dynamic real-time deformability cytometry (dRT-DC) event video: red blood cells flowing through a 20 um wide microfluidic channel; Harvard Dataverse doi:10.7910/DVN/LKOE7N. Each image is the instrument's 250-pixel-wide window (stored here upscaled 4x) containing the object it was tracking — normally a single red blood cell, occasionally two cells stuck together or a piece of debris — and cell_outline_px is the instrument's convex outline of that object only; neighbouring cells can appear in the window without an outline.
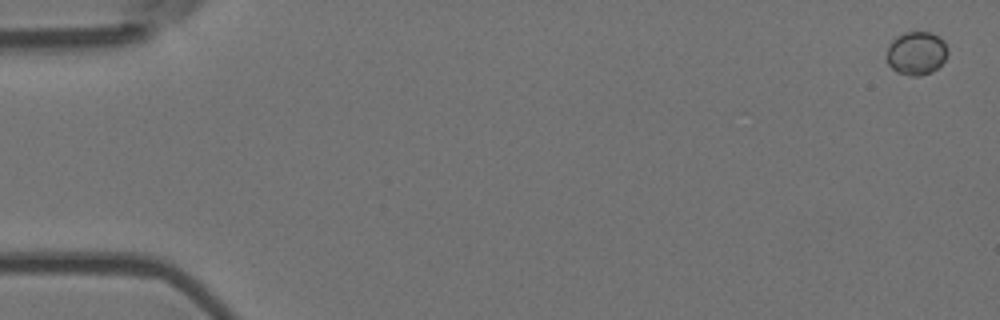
{"species": "Egyptian fruit bat (a non-hibernating species)", "species_latin": "Rousettus aegyptiacus", "temperature_condition": "room temperature", "stored_images_in_passage": 5, "camera_frame_rate_fps": 3000, "um_per_image_px": 0.085, "animal": {"sex": "female"}, "frame": {"image": 1, "passage_image": 1, "time_ms": 0.0, "image_size_px": [1000, 320], "cell_outline_px": [[948, 52], [944, 60], [932, 72], [920, 76], [908, 76], [896, 72], [888, 64], [884, 56], [888, 44], [896, 36], [904, 32], [932, 32], [940, 36], [944, 40], [948, 48]], "centroid_in_image_um": [77.86, 4.51], "position_along_channel_um": 7.1, "area_um2": 15.9}}